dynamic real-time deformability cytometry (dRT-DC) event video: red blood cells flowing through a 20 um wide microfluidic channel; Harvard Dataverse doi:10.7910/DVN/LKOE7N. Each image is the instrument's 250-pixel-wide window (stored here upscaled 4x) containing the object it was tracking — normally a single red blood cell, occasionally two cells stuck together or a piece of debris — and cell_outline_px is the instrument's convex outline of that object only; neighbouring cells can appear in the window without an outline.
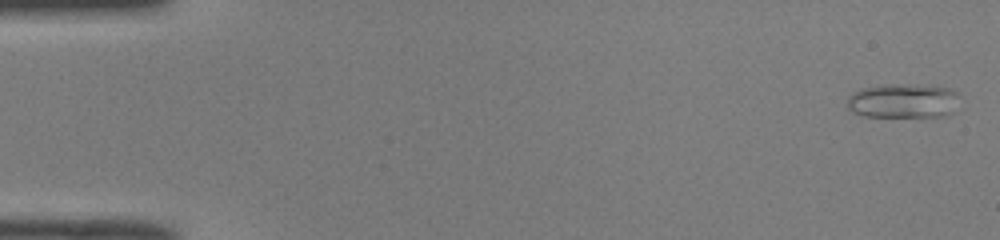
{"species": "common noctule bat (a hibernating species)", "species_latin": "Nyctalus noctula", "temperature_condition": "room temperature", "stored_images_in_passage": 47, "camera_frame_rate_fps": 3000, "um_per_image_px": 0.085, "animal": {"sex": "male", "body_mass_g": 19.0, "forearm_length_mm": 50.8}, "frame": {"image": 1, "passage_image": 2, "time_ms": 0.333, "image_size_px": [1000, 240], "cell_outline_px": [[956, 92], [952, 112], [948, 116], [864, 116], [852, 112], [848, 108], [848, 96], [864, 88], [892, 84], [952, 88]], "centroid_in_image_um": [76.72, 8.59], "position_along_channel_um": 8.3, "area_um2": 21.79}}
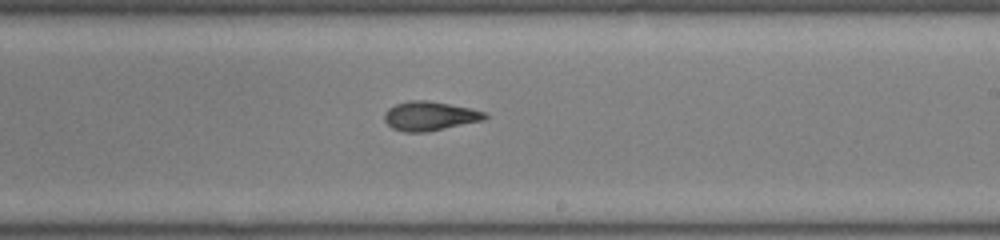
{"frame": {"image": 2, "passage_image": 31, "time_ms": 10.0, "image_size_px": [1000, 240], "cell_outline_px": [[488, 116], [484, 120], [428, 132], [404, 132], [392, 128], [384, 120], [384, 112], [388, 108], [396, 104], [408, 100], [428, 100], [468, 108], [484, 112]], "centroid_in_image_um": [36.49, 9.87], "position_along_channel_um": 252.5, "area_um2": 17.05}}
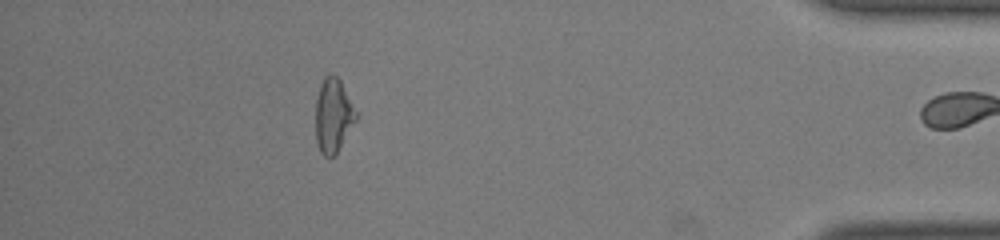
{"frame": {"image": 3, "passage_image": 46, "time_ms": 15.0, "image_size_px": [1000, 240], "cell_outline_px": [[356, 120], [336, 152], [332, 156], [324, 156], [320, 152], [316, 140], [316, 100], [320, 84], [324, 76], [336, 76], [340, 80], [356, 112]], "centroid_in_image_um": [28.29, 9.81], "position_along_channel_um": 406.9, "area_um2": 16.88}, "authors_computed_cell_mechanics": {"area_um2": 17.1666, "velocity_mm_per_s": 4.046, "shape_relaxation_time_tau1_ms": null, "shape_relaxation_time_tau2_ms": 2.4955, "deformation_change_tau1": null, "deformation_change_tau2": 0.1026}}